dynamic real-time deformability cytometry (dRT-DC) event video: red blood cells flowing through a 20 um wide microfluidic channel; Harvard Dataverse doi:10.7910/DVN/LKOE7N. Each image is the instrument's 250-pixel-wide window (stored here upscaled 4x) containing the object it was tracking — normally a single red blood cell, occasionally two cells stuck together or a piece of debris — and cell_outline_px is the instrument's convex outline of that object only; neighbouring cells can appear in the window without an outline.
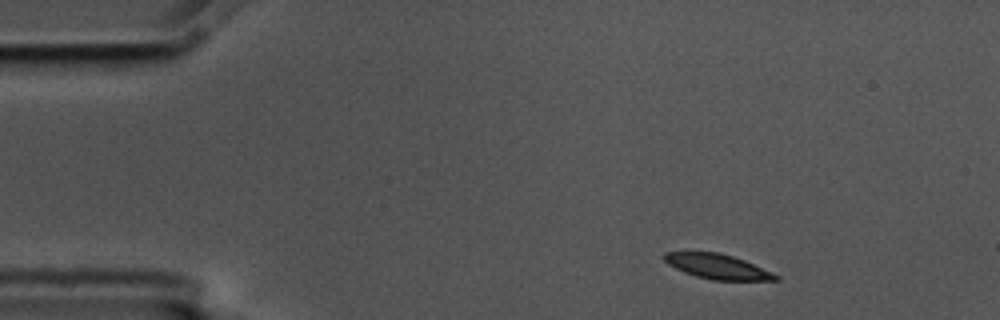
{"species": "common noctule bat (a hibernating species)", "species_latin": "Nyctalus noctula", "temperature_condition": "cold", "stored_images_in_passage": 4, "camera_frame_rate_fps": 3000, "um_per_image_px": 0.085, "animal": {"sex": "male", "body_mass_g": 17.5, "forearm_length_mm": 52.3}, "frame": {"image": 1, "passage_image": 1, "time_ms": 0.0, "image_size_px": [1000, 320], "cell_outline_px": [[780, 280], [712, 280], [696, 276], [684, 272], [668, 264], [664, 260], [664, 252], [720, 252], [744, 260], [772, 272], [780, 276]], "centroid_in_image_um": [61.0, 22.65], "position_along_channel_um": 24.0, "area_um2": 16.01}}
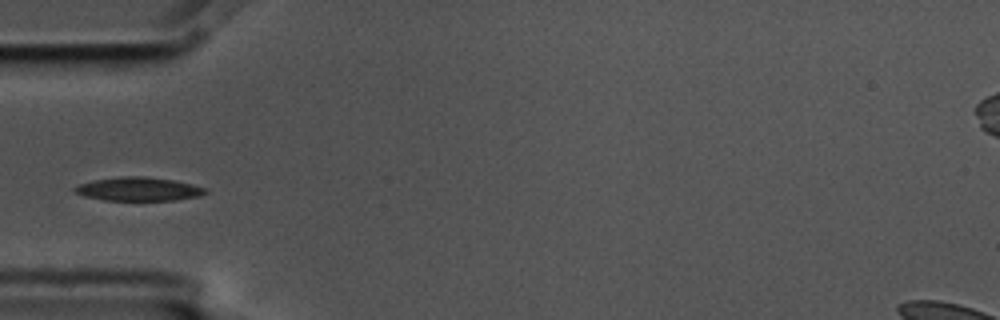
{"frame": {"image": 2, "passage_image": 4, "time_ms": 1.0, "image_size_px": [1000, 320], "cell_outline_px": [[208, 192], [200, 196], [176, 200], [104, 200], [84, 196], [76, 192], [72, 188], [76, 184], [96, 180], [120, 176], [144, 176], [172, 180], [192, 184], [204, 188]], "centroid_in_image_um": [11.75, 16.07], "position_along_channel_um": 73.2, "area_um2": 17.92}}